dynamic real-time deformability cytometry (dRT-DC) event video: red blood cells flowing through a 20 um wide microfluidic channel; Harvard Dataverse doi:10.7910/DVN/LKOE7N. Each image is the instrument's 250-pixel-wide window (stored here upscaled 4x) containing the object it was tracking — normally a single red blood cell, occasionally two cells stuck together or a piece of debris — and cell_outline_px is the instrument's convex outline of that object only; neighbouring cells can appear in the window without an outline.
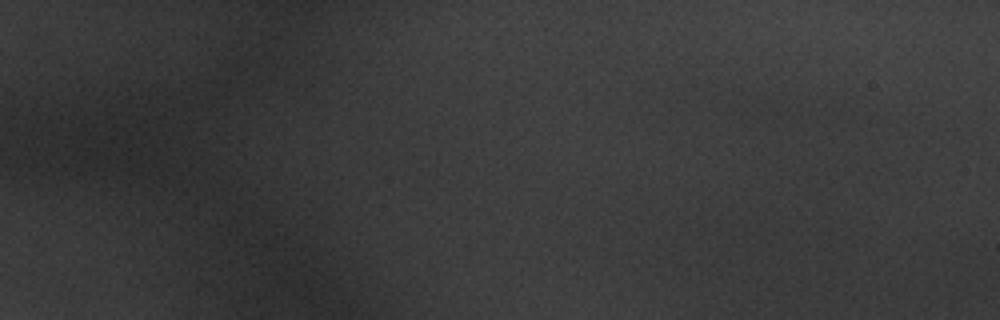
{"species": "common noctule bat (a hibernating species)", "species_latin": "Nyctalus noctula", "temperature_condition": "warm", "stored_images_in_passage": 3, "camera_frame_rate_fps": 3000, "um_per_image_px": 0.085, "animal": {"sex": "male", "body_mass_g": 20.1, "forearm_length_mm": 53.5}, "frame": {"image": 1, "passage_image": 1, "time_ms": 0.0, "image_size_px": [1000, 320], "cell_outline_px": [[140, 168], [132, 172], [104, 168], [100, 164], [92, 152], [100, 140], [124, 128], [136, 148], [140, 164]], "centroid_in_image_um": [9.99, 12.97], "position_along_channel_um": 75.0, "area_um2": 10.0}}